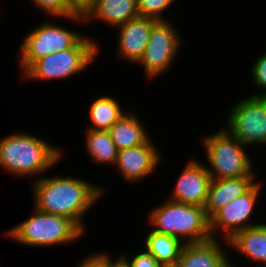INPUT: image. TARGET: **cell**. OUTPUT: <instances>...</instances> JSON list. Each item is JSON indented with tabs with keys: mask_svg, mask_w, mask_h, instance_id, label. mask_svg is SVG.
<instances>
[{
	"mask_svg": "<svg viewBox=\"0 0 266 267\" xmlns=\"http://www.w3.org/2000/svg\"><path fill=\"white\" fill-rule=\"evenodd\" d=\"M32 216L5 233L8 238L30 247L75 242L83 232L71 219L33 209Z\"/></svg>",
	"mask_w": 266,
	"mask_h": 267,
	"instance_id": "277c9868",
	"label": "cell"
},
{
	"mask_svg": "<svg viewBox=\"0 0 266 267\" xmlns=\"http://www.w3.org/2000/svg\"><path fill=\"white\" fill-rule=\"evenodd\" d=\"M211 180L205 164L190 159L176 181L170 200L205 207Z\"/></svg>",
	"mask_w": 266,
	"mask_h": 267,
	"instance_id": "8fae6325",
	"label": "cell"
},
{
	"mask_svg": "<svg viewBox=\"0 0 266 267\" xmlns=\"http://www.w3.org/2000/svg\"><path fill=\"white\" fill-rule=\"evenodd\" d=\"M217 238L185 244L178 262L172 267H221L229 258Z\"/></svg>",
	"mask_w": 266,
	"mask_h": 267,
	"instance_id": "9a60e30c",
	"label": "cell"
},
{
	"mask_svg": "<svg viewBox=\"0 0 266 267\" xmlns=\"http://www.w3.org/2000/svg\"><path fill=\"white\" fill-rule=\"evenodd\" d=\"M97 0H70L71 7L79 14L84 16Z\"/></svg>",
	"mask_w": 266,
	"mask_h": 267,
	"instance_id": "4316f807",
	"label": "cell"
},
{
	"mask_svg": "<svg viewBox=\"0 0 266 267\" xmlns=\"http://www.w3.org/2000/svg\"><path fill=\"white\" fill-rule=\"evenodd\" d=\"M20 46L19 61L22 72L33 62L54 52L68 48H99L98 42L90 37L48 21L29 32Z\"/></svg>",
	"mask_w": 266,
	"mask_h": 267,
	"instance_id": "8992f818",
	"label": "cell"
},
{
	"mask_svg": "<svg viewBox=\"0 0 266 267\" xmlns=\"http://www.w3.org/2000/svg\"><path fill=\"white\" fill-rule=\"evenodd\" d=\"M138 13L141 17H149L156 20H165L162 13L165 12L175 0H137Z\"/></svg>",
	"mask_w": 266,
	"mask_h": 267,
	"instance_id": "603a6c76",
	"label": "cell"
},
{
	"mask_svg": "<svg viewBox=\"0 0 266 267\" xmlns=\"http://www.w3.org/2000/svg\"><path fill=\"white\" fill-rule=\"evenodd\" d=\"M122 109L118 101L109 95L94 99L89 109V119L92 125L88 129L108 131L126 113Z\"/></svg>",
	"mask_w": 266,
	"mask_h": 267,
	"instance_id": "ffe728a7",
	"label": "cell"
},
{
	"mask_svg": "<svg viewBox=\"0 0 266 267\" xmlns=\"http://www.w3.org/2000/svg\"><path fill=\"white\" fill-rule=\"evenodd\" d=\"M252 78H253V83L256 84V87L262 88L266 90V53L262 54L259 56L258 59H256L252 69ZM261 94L255 93L252 96L255 97H266V91Z\"/></svg>",
	"mask_w": 266,
	"mask_h": 267,
	"instance_id": "cb8c5ba5",
	"label": "cell"
},
{
	"mask_svg": "<svg viewBox=\"0 0 266 267\" xmlns=\"http://www.w3.org/2000/svg\"><path fill=\"white\" fill-rule=\"evenodd\" d=\"M108 133L118 150L143 145L150 140L140 119L133 112L124 113Z\"/></svg>",
	"mask_w": 266,
	"mask_h": 267,
	"instance_id": "ac0fdd59",
	"label": "cell"
},
{
	"mask_svg": "<svg viewBox=\"0 0 266 267\" xmlns=\"http://www.w3.org/2000/svg\"><path fill=\"white\" fill-rule=\"evenodd\" d=\"M236 103L228 114L226 129L245 147L266 146V97L250 96Z\"/></svg>",
	"mask_w": 266,
	"mask_h": 267,
	"instance_id": "ba28073f",
	"label": "cell"
},
{
	"mask_svg": "<svg viewBox=\"0 0 266 267\" xmlns=\"http://www.w3.org/2000/svg\"><path fill=\"white\" fill-rule=\"evenodd\" d=\"M107 267H129L125 260L120 256L118 259H112L107 254Z\"/></svg>",
	"mask_w": 266,
	"mask_h": 267,
	"instance_id": "83f0119b",
	"label": "cell"
},
{
	"mask_svg": "<svg viewBox=\"0 0 266 267\" xmlns=\"http://www.w3.org/2000/svg\"><path fill=\"white\" fill-rule=\"evenodd\" d=\"M99 48H68L33 62L23 73L26 79L63 80L83 72L91 65Z\"/></svg>",
	"mask_w": 266,
	"mask_h": 267,
	"instance_id": "52a82bcc",
	"label": "cell"
},
{
	"mask_svg": "<svg viewBox=\"0 0 266 267\" xmlns=\"http://www.w3.org/2000/svg\"><path fill=\"white\" fill-rule=\"evenodd\" d=\"M150 139L146 144L118 150L115 167L126 182H137L151 175L159 164L161 155Z\"/></svg>",
	"mask_w": 266,
	"mask_h": 267,
	"instance_id": "7c38bea8",
	"label": "cell"
},
{
	"mask_svg": "<svg viewBox=\"0 0 266 267\" xmlns=\"http://www.w3.org/2000/svg\"><path fill=\"white\" fill-rule=\"evenodd\" d=\"M261 187L260 183H254L245 193L233 199L210 219L212 238H217L216 235L218 234L215 233L217 230H221L224 231L222 237L224 238L223 241L226 242L237 231L259 225L254 224L251 218L261 193Z\"/></svg>",
	"mask_w": 266,
	"mask_h": 267,
	"instance_id": "30bf717a",
	"label": "cell"
},
{
	"mask_svg": "<svg viewBox=\"0 0 266 267\" xmlns=\"http://www.w3.org/2000/svg\"><path fill=\"white\" fill-rule=\"evenodd\" d=\"M33 183L34 208L40 212L71 219L83 232L84 216L104 194V188L83 178L37 177Z\"/></svg>",
	"mask_w": 266,
	"mask_h": 267,
	"instance_id": "6da1fadb",
	"label": "cell"
},
{
	"mask_svg": "<svg viewBox=\"0 0 266 267\" xmlns=\"http://www.w3.org/2000/svg\"><path fill=\"white\" fill-rule=\"evenodd\" d=\"M184 243L171 235L151 230L146 237V250L163 266H174L181 255Z\"/></svg>",
	"mask_w": 266,
	"mask_h": 267,
	"instance_id": "d6986e66",
	"label": "cell"
},
{
	"mask_svg": "<svg viewBox=\"0 0 266 267\" xmlns=\"http://www.w3.org/2000/svg\"><path fill=\"white\" fill-rule=\"evenodd\" d=\"M62 154L60 148L26 132L0 139V167L17 177L43 174L57 165Z\"/></svg>",
	"mask_w": 266,
	"mask_h": 267,
	"instance_id": "7a4b0ae2",
	"label": "cell"
},
{
	"mask_svg": "<svg viewBox=\"0 0 266 267\" xmlns=\"http://www.w3.org/2000/svg\"><path fill=\"white\" fill-rule=\"evenodd\" d=\"M85 22L101 20L109 26L117 27L139 17L137 0H97L83 16Z\"/></svg>",
	"mask_w": 266,
	"mask_h": 267,
	"instance_id": "2e32d148",
	"label": "cell"
},
{
	"mask_svg": "<svg viewBox=\"0 0 266 267\" xmlns=\"http://www.w3.org/2000/svg\"><path fill=\"white\" fill-rule=\"evenodd\" d=\"M181 40L174 25L167 19L158 20L153 25L146 50L137 63L144 67L146 76L154 78L171 68Z\"/></svg>",
	"mask_w": 266,
	"mask_h": 267,
	"instance_id": "9c48e42d",
	"label": "cell"
},
{
	"mask_svg": "<svg viewBox=\"0 0 266 267\" xmlns=\"http://www.w3.org/2000/svg\"><path fill=\"white\" fill-rule=\"evenodd\" d=\"M231 259L228 258L222 265L221 267H235L233 264L231 265L232 261H230Z\"/></svg>",
	"mask_w": 266,
	"mask_h": 267,
	"instance_id": "f1b7e54d",
	"label": "cell"
},
{
	"mask_svg": "<svg viewBox=\"0 0 266 267\" xmlns=\"http://www.w3.org/2000/svg\"><path fill=\"white\" fill-rule=\"evenodd\" d=\"M226 243L236 252L244 254V256L256 262L266 264V224L249 227L237 231Z\"/></svg>",
	"mask_w": 266,
	"mask_h": 267,
	"instance_id": "e0dca14e",
	"label": "cell"
},
{
	"mask_svg": "<svg viewBox=\"0 0 266 267\" xmlns=\"http://www.w3.org/2000/svg\"><path fill=\"white\" fill-rule=\"evenodd\" d=\"M158 20L149 17H137L118 26V53L124 59L137 64L146 50L153 25Z\"/></svg>",
	"mask_w": 266,
	"mask_h": 267,
	"instance_id": "4fadbf2b",
	"label": "cell"
},
{
	"mask_svg": "<svg viewBox=\"0 0 266 267\" xmlns=\"http://www.w3.org/2000/svg\"><path fill=\"white\" fill-rule=\"evenodd\" d=\"M209 167L206 170L212 179L255 176L253 164L245 153L246 148L226 128L203 138Z\"/></svg>",
	"mask_w": 266,
	"mask_h": 267,
	"instance_id": "5b68a950",
	"label": "cell"
},
{
	"mask_svg": "<svg viewBox=\"0 0 266 267\" xmlns=\"http://www.w3.org/2000/svg\"><path fill=\"white\" fill-rule=\"evenodd\" d=\"M85 132L86 150L89 156H91L92 161L115 165L118 149L108 131L87 129Z\"/></svg>",
	"mask_w": 266,
	"mask_h": 267,
	"instance_id": "44dd1931",
	"label": "cell"
},
{
	"mask_svg": "<svg viewBox=\"0 0 266 267\" xmlns=\"http://www.w3.org/2000/svg\"><path fill=\"white\" fill-rule=\"evenodd\" d=\"M118 256H121L129 267H163L147 250L134 255L132 260L125 254Z\"/></svg>",
	"mask_w": 266,
	"mask_h": 267,
	"instance_id": "d4e9b609",
	"label": "cell"
},
{
	"mask_svg": "<svg viewBox=\"0 0 266 267\" xmlns=\"http://www.w3.org/2000/svg\"><path fill=\"white\" fill-rule=\"evenodd\" d=\"M98 253L94 252V254L88 255V257L81 261L79 267H107V254Z\"/></svg>",
	"mask_w": 266,
	"mask_h": 267,
	"instance_id": "484cf974",
	"label": "cell"
},
{
	"mask_svg": "<svg viewBox=\"0 0 266 267\" xmlns=\"http://www.w3.org/2000/svg\"><path fill=\"white\" fill-rule=\"evenodd\" d=\"M255 176L212 179L209 187L205 212L210 220L220 209L245 193L255 182Z\"/></svg>",
	"mask_w": 266,
	"mask_h": 267,
	"instance_id": "5bb4252c",
	"label": "cell"
},
{
	"mask_svg": "<svg viewBox=\"0 0 266 267\" xmlns=\"http://www.w3.org/2000/svg\"><path fill=\"white\" fill-rule=\"evenodd\" d=\"M154 231L174 236L184 244L201 243L212 239L210 220L205 207L166 200L149 214Z\"/></svg>",
	"mask_w": 266,
	"mask_h": 267,
	"instance_id": "3957f363",
	"label": "cell"
},
{
	"mask_svg": "<svg viewBox=\"0 0 266 267\" xmlns=\"http://www.w3.org/2000/svg\"><path fill=\"white\" fill-rule=\"evenodd\" d=\"M32 2L35 3V7L39 10H44V13L49 14L51 17L85 22L84 17L71 7L70 0H32Z\"/></svg>",
	"mask_w": 266,
	"mask_h": 267,
	"instance_id": "7402d4cb",
	"label": "cell"
}]
</instances>
